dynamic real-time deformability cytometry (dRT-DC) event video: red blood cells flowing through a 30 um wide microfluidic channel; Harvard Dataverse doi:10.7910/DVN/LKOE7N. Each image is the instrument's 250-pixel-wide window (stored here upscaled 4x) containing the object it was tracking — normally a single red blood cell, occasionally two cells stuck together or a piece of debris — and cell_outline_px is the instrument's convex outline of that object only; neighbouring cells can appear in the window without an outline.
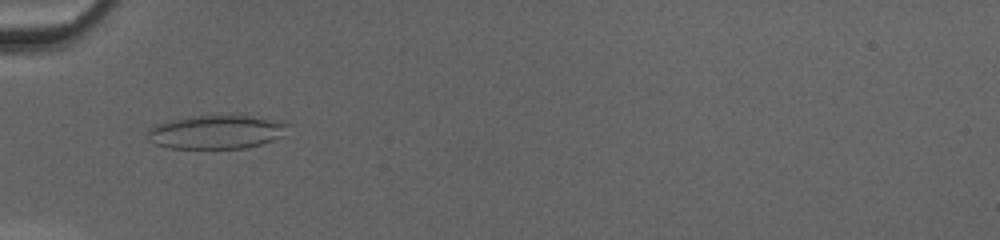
{"species": "common noctule bat (a hibernating species)", "species_latin": "Nyctalus noctula", "temperature_condition": "cold", "stored_images_in_passage": 51, "camera_frame_rate_fps": 3000, "um_per_image_px": 0.085, "animal": {"sex": "female", "body_mass_g": 20.0, "forearm_length_mm": 54.0}, "frame": {"image": 1, "passage_image": 19, "time_ms": 6.0, "image_size_px": [1000, 240], "cell_outline_px": [[292, 124], [284, 136], [260, 144], [244, 148], [168, 148], [156, 144], [148, 140], [148, 128], [156, 124], [188, 116], [220, 112], [284, 120]], "centroid_in_image_um": [18.46, 11.16], "position_along_channel_um": 66.5, "area_um2": 28.73}}
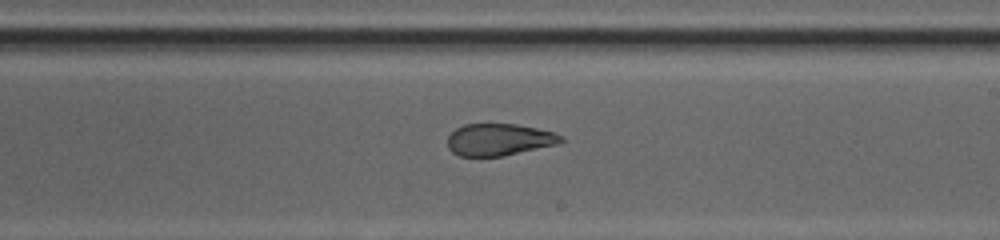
{"frame": {"image": 2, "passage_image": 32, "time_ms": 10.333, "image_size_px": [1000, 240], "cell_outline_px": [[564, 140], [560, 144], [504, 156], [460, 156], [452, 152], [448, 148], [448, 136], [456, 128], [464, 124], [516, 124], [556, 132], [564, 136]], "centroid_in_image_um": [42.47, 11.87], "position_along_channel_um": 246.5, "area_um2": 21.39}}
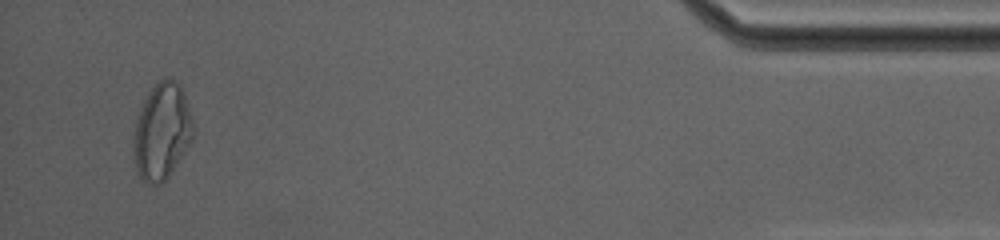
{"frame": {"image": 3, "passage_image": 49, "time_ms": 16.0, "image_size_px": [1000, 240], "cell_outline_px": [[192, 140], [168, 176], [160, 184], [144, 184], [140, 180], [136, 172], [132, 148], [132, 144], [136, 120], [140, 108], [148, 92], [160, 80], [168, 76], [176, 80], [180, 84], [184, 92], [192, 116]], "centroid_in_image_um": [13.73, 11.18], "position_along_channel_um": 421.5, "area_um2": 33.76}, "authors_computed_cell_mechanics": {"area_um2": 28.9578, "velocity_mm_per_s": 4.2226, "shape_relaxation_time_tau1_ms": null, "shape_relaxation_time_tau2_ms": 1.2018, "deformation_change_tau1": null, "deformation_change_tau2": 0.0861}}